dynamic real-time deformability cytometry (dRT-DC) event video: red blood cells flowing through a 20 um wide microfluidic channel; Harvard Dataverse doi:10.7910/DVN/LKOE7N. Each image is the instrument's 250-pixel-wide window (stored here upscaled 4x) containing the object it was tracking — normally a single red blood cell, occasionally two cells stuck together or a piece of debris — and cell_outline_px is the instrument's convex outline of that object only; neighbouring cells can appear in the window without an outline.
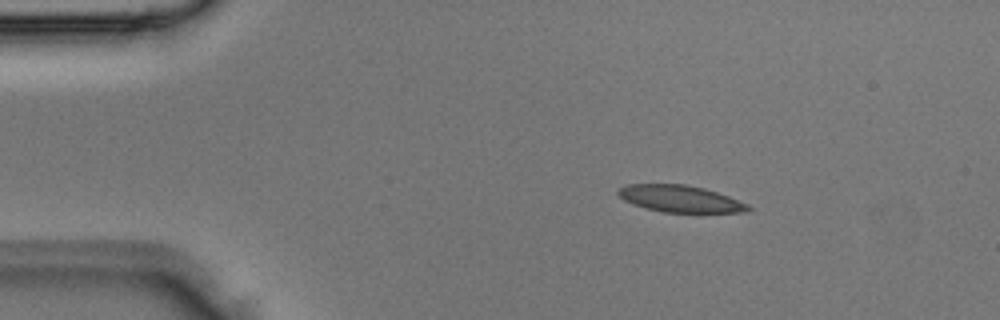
{"species": "Egyptian fruit bat (a non-hibernating species)", "species_latin": "Rousettus aegyptiacus", "temperature_condition": "room temperature", "stored_images_in_passage": 3, "segment_of_instrument_passage": [1, 2], "camera_frame_rate_fps": 3000, "um_per_image_px": 0.085, "animal": {"sex": "male"}, "frame": {"image": 1, "passage_image": 1, "time_ms": 0.0, "image_size_px": [1000, 320], "cell_outline_px": [[752, 208], [748, 212], [664, 212], [648, 208], [624, 200], [616, 192], [620, 188], [628, 184], [688, 184], [704, 188], [728, 196], [748, 204]], "centroid_in_image_um": [57.85, 16.88], "position_along_channel_um": 27.2, "area_um2": 20.06}}